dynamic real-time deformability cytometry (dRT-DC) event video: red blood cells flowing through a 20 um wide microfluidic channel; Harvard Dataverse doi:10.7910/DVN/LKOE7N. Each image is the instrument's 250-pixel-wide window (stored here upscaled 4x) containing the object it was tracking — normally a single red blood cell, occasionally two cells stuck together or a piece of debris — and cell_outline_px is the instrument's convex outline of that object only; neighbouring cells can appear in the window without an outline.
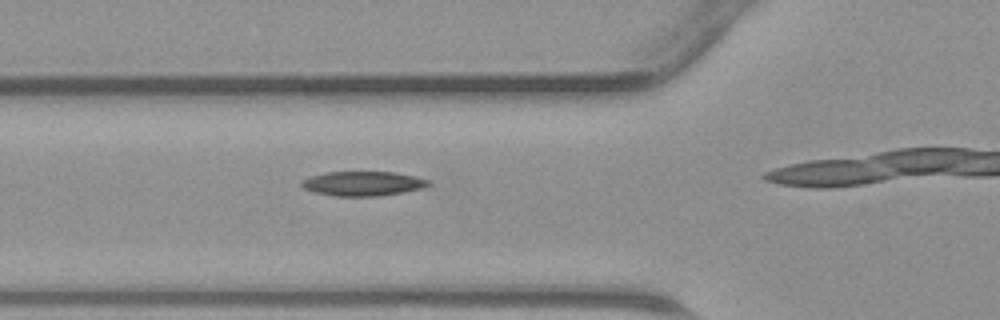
{"species": "common noctule bat (a hibernating species)", "species_latin": "Nyctalus noctula", "temperature_condition": "warm", "stored_images_in_passage": 12, "camera_frame_rate_fps": 3000, "um_per_image_px": 0.085, "animal": {"sex": "male", "body_mass_g": 23.1, "forearm_length_mm": 52.7}, "frame": {"image": 1, "passage_image": 9, "time_ms": 2.667, "image_size_px": [1000, 320], "cell_outline_px": [[432, 184], [424, 188], [404, 192], [376, 196], [336, 196], [312, 192], [304, 188], [300, 184], [300, 180], [308, 176], [324, 172], [392, 172], [416, 176], [428, 180]], "centroid_in_image_um": [30.81, 15.6], "position_along_channel_um": 95.0, "area_um2": 18.32}}